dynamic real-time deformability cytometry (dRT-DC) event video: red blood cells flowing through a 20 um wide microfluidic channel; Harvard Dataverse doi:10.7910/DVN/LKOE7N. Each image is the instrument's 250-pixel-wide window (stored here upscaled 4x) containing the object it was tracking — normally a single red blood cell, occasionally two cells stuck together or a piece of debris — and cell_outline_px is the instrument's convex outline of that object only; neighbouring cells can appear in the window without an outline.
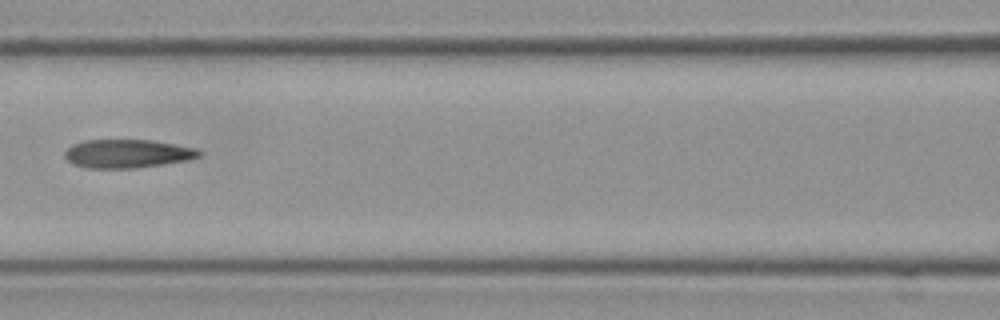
{"species": "Egyptian fruit bat (a non-hibernating species)", "species_latin": "Rousettus aegyptiacus", "temperature_condition": "cold", "stored_images_in_passage": 6, "camera_frame_rate_fps": 3000, "um_per_image_px": 0.085, "frame": {"image": 1, "passage_image": 6, "time_ms": 1.667, "image_size_px": [1000, 320], "cell_outline_px": [[204, 152], [200, 156], [188, 160], [136, 168], [88, 168], [76, 164], [68, 160], [64, 156], [64, 152], [72, 144], [84, 140], [152, 140], [196, 148]], "centroid_in_image_um": [10.85, 13.05], "position_along_channel_um": 155.8, "area_um2": 22.25}}